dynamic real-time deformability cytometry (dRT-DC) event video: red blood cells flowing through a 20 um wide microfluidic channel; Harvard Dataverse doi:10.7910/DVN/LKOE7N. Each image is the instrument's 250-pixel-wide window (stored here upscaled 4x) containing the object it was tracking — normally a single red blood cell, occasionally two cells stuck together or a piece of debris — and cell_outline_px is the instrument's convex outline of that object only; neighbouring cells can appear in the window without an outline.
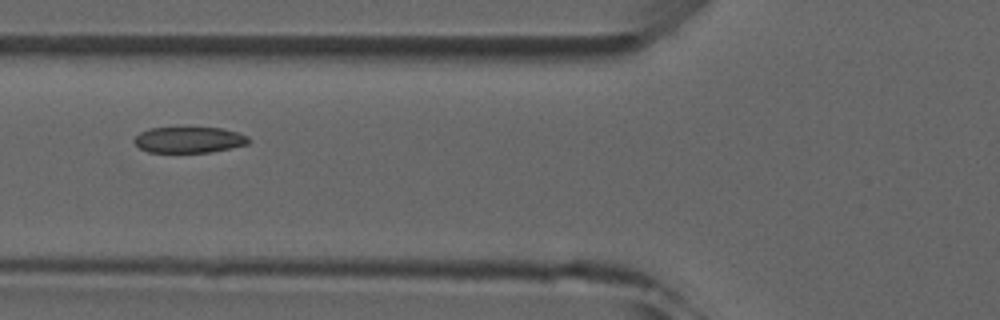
{"species": "common noctule bat (a hibernating species)", "species_latin": "Nyctalus noctula", "temperature_condition": "room temperature", "stored_images_in_passage": 5, "camera_frame_rate_fps": 3000, "um_per_image_px": 0.085, "animal": {"sex": "male", "forearm_length_mm": 52.5}, "frame": {"image": 1, "passage_image": 5, "time_ms": 5.333, "image_size_px": [1000, 320], "cell_outline_px": [[252, 140], [248, 144], [212, 152], [148, 152], [140, 148], [132, 140], [140, 132], [148, 128], [220, 128], [236, 132], [248, 136]], "centroid_in_image_um": [16.07, 11.89], "position_along_channel_um": 109.7, "area_um2": 17.28}}